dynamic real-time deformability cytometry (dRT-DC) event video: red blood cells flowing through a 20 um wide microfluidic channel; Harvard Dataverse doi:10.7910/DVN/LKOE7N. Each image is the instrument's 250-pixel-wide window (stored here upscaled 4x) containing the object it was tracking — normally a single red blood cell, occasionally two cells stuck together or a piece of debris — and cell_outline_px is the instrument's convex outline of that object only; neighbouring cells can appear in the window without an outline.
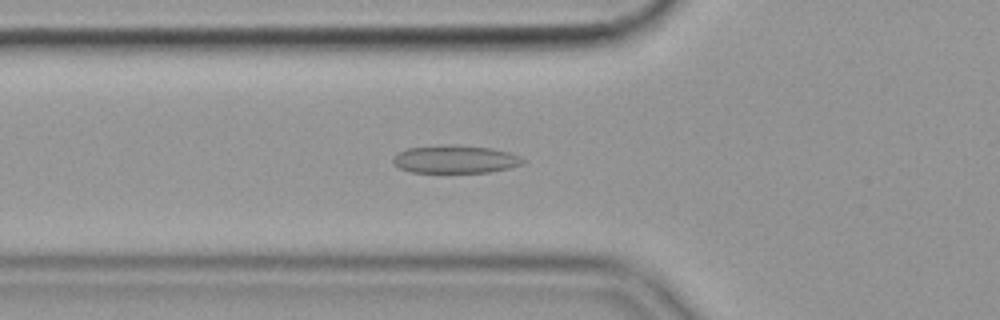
{"species": "common noctule bat (a hibernating species)", "species_latin": "Nyctalus noctula", "temperature_condition": "cold", "stored_images_in_passage": 55, "camera_frame_rate_fps": 3000, "um_per_image_px": 0.085, "animal": {"sex": "female", "body_mass_g": 19.9}, "frame": {"image": 1, "passage_image": 19, "time_ms": 6.0, "image_size_px": [1000, 320], "cell_outline_px": [[528, 160], [524, 164], [512, 168], [488, 172], [408, 172], [400, 168], [392, 160], [392, 156], [396, 152], [408, 148], [492, 148], [508, 152], [520, 156]], "centroid_in_image_um": [38.75, 13.6], "position_along_channel_um": 87.0, "area_um2": 20.17}}
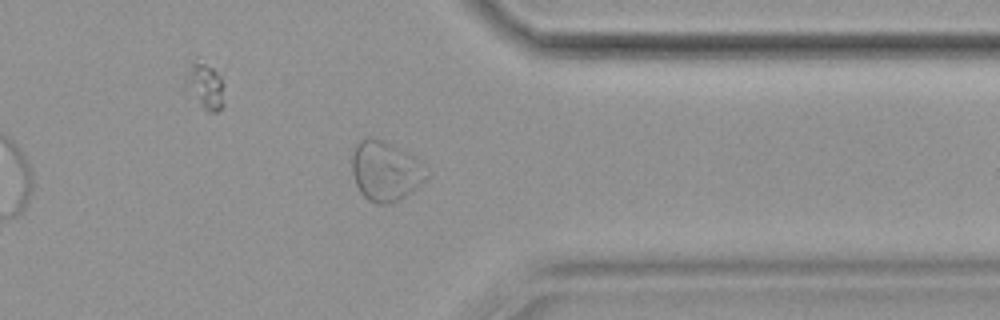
{"frame": {"image": 2, "passage_image": 44, "time_ms": 14.333, "image_size_px": [1000, 320], "cell_outline_px": [[432, 176], [428, 180], [400, 200], [388, 204], [380, 204], [368, 200], [360, 192], [356, 184], [352, 172], [352, 148], [360, 140], [368, 136], [372, 136], [384, 140], [424, 160], [432, 172]], "centroid_in_image_um": [32.86, 14.51], "position_along_channel_um": 378.5, "area_um2": 27.17}, "authors_computed_cell_mechanics": {"area_um2": 22.3108, "velocity_mm_per_s": 3.5517, "shape_relaxation_time_tau1_ms": null, "shape_relaxation_time_tau2_ms": 2.8358, "deformation_change_tau1": null, "deformation_change_tau2": 0.0673}}